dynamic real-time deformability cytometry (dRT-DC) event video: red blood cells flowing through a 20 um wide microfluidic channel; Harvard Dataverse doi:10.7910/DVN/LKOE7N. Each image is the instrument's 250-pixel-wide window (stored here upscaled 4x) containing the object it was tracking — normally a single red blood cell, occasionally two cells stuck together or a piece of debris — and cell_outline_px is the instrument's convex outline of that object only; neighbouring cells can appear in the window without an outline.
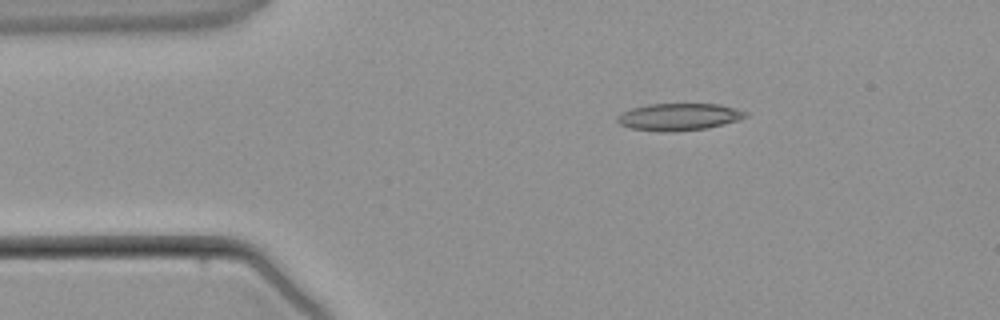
{"species": "common noctule bat (a hibernating species)", "species_latin": "Nyctalus noctula", "temperature_condition": "warm", "stored_images_in_passage": 3, "camera_frame_rate_fps": 3000, "um_per_image_px": 0.085, "animal": {"sex": "male", "body_mass_g": 21.5, "forearm_length_mm": 52.0}, "frame": {"image": 1, "passage_image": 2, "time_ms": 1.333, "image_size_px": [1000, 320], "cell_outline_px": [[748, 116], [740, 120], [708, 128], [676, 132], [668, 132], [632, 128], [620, 124], [616, 120], [616, 116], [632, 108], [648, 104], [720, 104], [736, 108], [748, 112]], "centroid_in_image_um": [57.76, 9.93], "position_along_channel_um": 27.2, "area_um2": 20.35}}
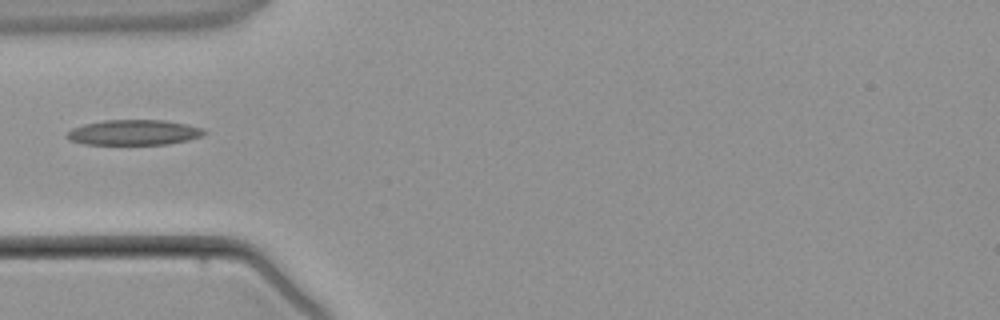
{"frame": {"image": 2, "passage_image": 3, "time_ms": 3.333, "image_size_px": [1000, 320], "cell_outline_px": [[208, 132], [200, 136], [188, 140], [168, 144], [84, 144], [68, 140], [64, 136], [72, 128], [84, 124], [104, 120], [164, 120], [188, 124], [204, 128]], "centroid_in_image_um": [11.38, 11.25], "position_along_channel_um": 73.6, "area_um2": 20.35}}